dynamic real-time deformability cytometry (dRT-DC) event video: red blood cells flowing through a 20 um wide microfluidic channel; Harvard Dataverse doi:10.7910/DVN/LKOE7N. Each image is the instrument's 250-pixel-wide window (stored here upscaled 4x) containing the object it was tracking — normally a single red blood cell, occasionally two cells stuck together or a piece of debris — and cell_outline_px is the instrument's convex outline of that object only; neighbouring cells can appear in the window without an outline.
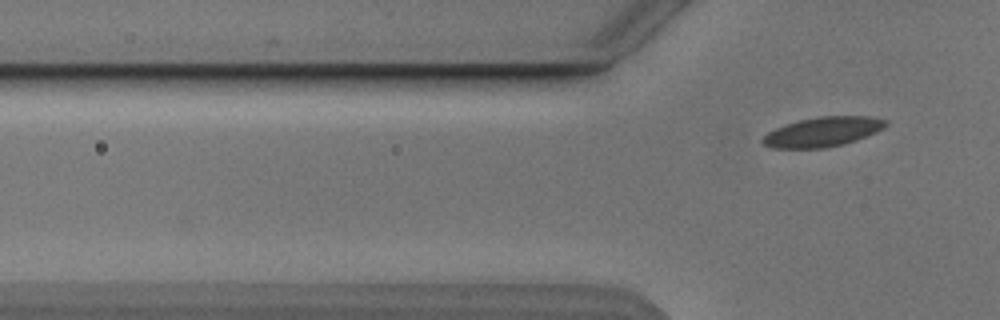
{"species": "Egyptian fruit bat (a non-hibernating species)", "species_latin": "Rousettus aegyptiacus", "temperature_condition": "cold", "stored_images_in_passage": 4, "segment_of_instrument_passage": [2, 2], "camera_frame_rate_fps": 3000, "um_per_image_px": 0.085, "animal": {"sex": "male"}, "frame": {"image": 1, "passage_image": 4, "time_ms": 3.333, "image_size_px": [1000, 320], "cell_outline_px": [[888, 124], [884, 128], [876, 132], [856, 140], [844, 144], [824, 148], [772, 148], [764, 144], [760, 140], [768, 132], [776, 128], [800, 120], [816, 116], [868, 116], [888, 120]], "centroid_in_image_um": [69.96, 11.2], "position_along_channel_um": 55.8, "area_um2": 21.21}}